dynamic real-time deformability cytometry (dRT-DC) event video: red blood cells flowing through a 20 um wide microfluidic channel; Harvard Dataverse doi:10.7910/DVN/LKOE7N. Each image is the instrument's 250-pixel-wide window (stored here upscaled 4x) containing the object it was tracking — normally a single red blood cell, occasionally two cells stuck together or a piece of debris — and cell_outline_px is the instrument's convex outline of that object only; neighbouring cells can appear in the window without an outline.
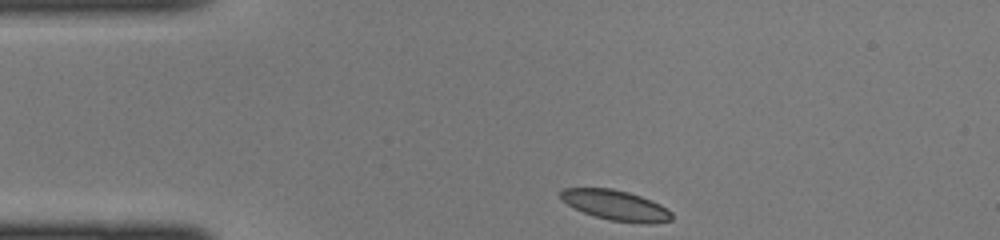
{"species": "common noctule bat (a hibernating species)", "species_latin": "Nyctalus noctula", "temperature_condition": "cold", "stored_images_in_passage": 37, "camera_frame_rate_fps": 3000, "um_per_image_px": 0.085, "animal": {"sex": "female", "body_mass_g": 22.0, "forearm_length_mm": 56.7}, "frame": {"image": 1, "passage_image": 1, "time_ms": 0.0, "image_size_px": [1000, 240], "cell_outline_px": [[672, 220], [652, 224], [644, 224], [608, 220], [584, 212], [568, 204], [560, 196], [560, 192], [564, 188], [612, 188], [628, 192], [652, 200], [660, 204], [672, 212]], "centroid_in_image_um": [52.39, 17.46], "position_along_channel_um": 32.6, "area_um2": 19.48}}
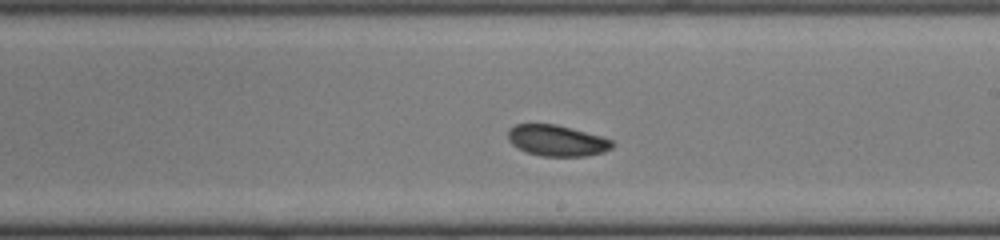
{"frame": {"image": 2, "passage_image": 18, "time_ms": 5.667, "image_size_px": [1000, 240], "cell_outline_px": [[616, 144], [612, 148], [604, 152], [584, 156], [540, 156], [524, 152], [516, 148], [508, 140], [508, 128], [516, 124], [556, 124], [600, 136], [612, 140]], "centroid_in_image_um": [47.31, 11.96], "position_along_channel_um": 241.7, "area_um2": 19.02}}
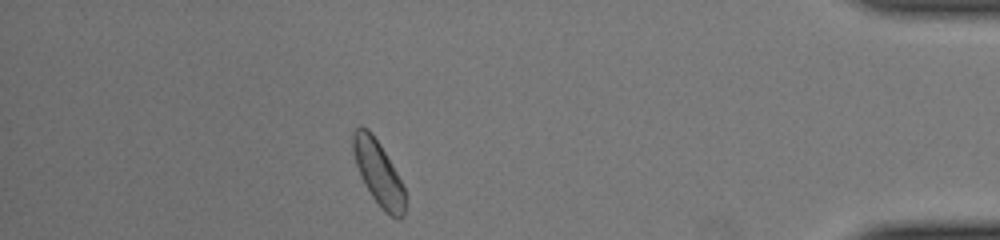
{"frame": {"image": 3, "passage_image": 32, "time_ms": 10.333, "image_size_px": [1000, 240], "cell_outline_px": [[404, 216], [400, 220], [396, 220], [388, 216], [384, 212], [372, 196], [364, 184], [356, 164], [352, 152], [352, 136], [356, 128], [360, 124], [368, 128], [372, 132], [380, 144], [396, 172], [404, 188]], "centroid_in_image_um": [32.14, 14.7], "position_along_channel_um": 403.1, "area_um2": 19.59}}